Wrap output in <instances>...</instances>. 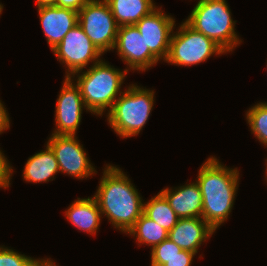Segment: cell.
I'll return each mask as SVG.
<instances>
[{
  "instance_id": "2e32d148",
  "label": "cell",
  "mask_w": 267,
  "mask_h": 266,
  "mask_svg": "<svg viewBox=\"0 0 267 266\" xmlns=\"http://www.w3.org/2000/svg\"><path fill=\"white\" fill-rule=\"evenodd\" d=\"M67 220L78 230L95 235L101 223V211L94 197L77 198L65 211Z\"/></svg>"
},
{
  "instance_id": "7c38bea8",
  "label": "cell",
  "mask_w": 267,
  "mask_h": 266,
  "mask_svg": "<svg viewBox=\"0 0 267 266\" xmlns=\"http://www.w3.org/2000/svg\"><path fill=\"white\" fill-rule=\"evenodd\" d=\"M175 19L157 7L150 14L141 18L135 26L144 38L146 48L160 61H165L169 52L170 38Z\"/></svg>"
},
{
  "instance_id": "ffe728a7",
  "label": "cell",
  "mask_w": 267,
  "mask_h": 266,
  "mask_svg": "<svg viewBox=\"0 0 267 266\" xmlns=\"http://www.w3.org/2000/svg\"><path fill=\"white\" fill-rule=\"evenodd\" d=\"M130 236L136 237L138 245L151 246V249L168 239L169 232L142 214L134 226L127 232Z\"/></svg>"
},
{
  "instance_id": "f546056e",
  "label": "cell",
  "mask_w": 267,
  "mask_h": 266,
  "mask_svg": "<svg viewBox=\"0 0 267 266\" xmlns=\"http://www.w3.org/2000/svg\"><path fill=\"white\" fill-rule=\"evenodd\" d=\"M265 161H266V170H265L266 177H265V180L267 181V159Z\"/></svg>"
},
{
  "instance_id": "5bb4252c",
  "label": "cell",
  "mask_w": 267,
  "mask_h": 266,
  "mask_svg": "<svg viewBox=\"0 0 267 266\" xmlns=\"http://www.w3.org/2000/svg\"><path fill=\"white\" fill-rule=\"evenodd\" d=\"M215 230L201 217L179 218L169 231L168 239L182 250L197 254L203 242L212 237Z\"/></svg>"
},
{
  "instance_id": "8fae6325",
  "label": "cell",
  "mask_w": 267,
  "mask_h": 266,
  "mask_svg": "<svg viewBox=\"0 0 267 266\" xmlns=\"http://www.w3.org/2000/svg\"><path fill=\"white\" fill-rule=\"evenodd\" d=\"M127 65L126 70L146 71L158 63V59L146 48L144 38L135 25L118 27L113 50Z\"/></svg>"
},
{
  "instance_id": "3957f363",
  "label": "cell",
  "mask_w": 267,
  "mask_h": 266,
  "mask_svg": "<svg viewBox=\"0 0 267 266\" xmlns=\"http://www.w3.org/2000/svg\"><path fill=\"white\" fill-rule=\"evenodd\" d=\"M86 70L74 73L71 78L75 79L76 75L74 81L80 88L88 112L102 117L122 94L121 85L128 71L117 69L104 60L90 65Z\"/></svg>"
},
{
  "instance_id": "484cf974",
  "label": "cell",
  "mask_w": 267,
  "mask_h": 266,
  "mask_svg": "<svg viewBox=\"0 0 267 266\" xmlns=\"http://www.w3.org/2000/svg\"><path fill=\"white\" fill-rule=\"evenodd\" d=\"M89 0H56V6L79 12Z\"/></svg>"
},
{
  "instance_id": "277c9868",
  "label": "cell",
  "mask_w": 267,
  "mask_h": 266,
  "mask_svg": "<svg viewBox=\"0 0 267 266\" xmlns=\"http://www.w3.org/2000/svg\"><path fill=\"white\" fill-rule=\"evenodd\" d=\"M154 90L131 84L114 102L112 109L105 113L111 129L120 138L137 136L144 128L155 101Z\"/></svg>"
},
{
  "instance_id": "4316f807",
  "label": "cell",
  "mask_w": 267,
  "mask_h": 266,
  "mask_svg": "<svg viewBox=\"0 0 267 266\" xmlns=\"http://www.w3.org/2000/svg\"><path fill=\"white\" fill-rule=\"evenodd\" d=\"M10 128L9 114L0 100V134Z\"/></svg>"
},
{
  "instance_id": "7402d4cb",
  "label": "cell",
  "mask_w": 267,
  "mask_h": 266,
  "mask_svg": "<svg viewBox=\"0 0 267 266\" xmlns=\"http://www.w3.org/2000/svg\"><path fill=\"white\" fill-rule=\"evenodd\" d=\"M44 260L31 258L4 245L0 246V266H40Z\"/></svg>"
},
{
  "instance_id": "ba28073f",
  "label": "cell",
  "mask_w": 267,
  "mask_h": 266,
  "mask_svg": "<svg viewBox=\"0 0 267 266\" xmlns=\"http://www.w3.org/2000/svg\"><path fill=\"white\" fill-rule=\"evenodd\" d=\"M51 51L67 68L65 77H71L74 73L82 71L90 62L98 63L102 60L100 57L103 56L79 24L70 29L62 41Z\"/></svg>"
},
{
  "instance_id": "9c48e42d",
  "label": "cell",
  "mask_w": 267,
  "mask_h": 266,
  "mask_svg": "<svg viewBox=\"0 0 267 266\" xmlns=\"http://www.w3.org/2000/svg\"><path fill=\"white\" fill-rule=\"evenodd\" d=\"M47 144L56 156L61 173L81 180L97 173L76 135L51 134Z\"/></svg>"
},
{
  "instance_id": "52a82bcc",
  "label": "cell",
  "mask_w": 267,
  "mask_h": 266,
  "mask_svg": "<svg viewBox=\"0 0 267 266\" xmlns=\"http://www.w3.org/2000/svg\"><path fill=\"white\" fill-rule=\"evenodd\" d=\"M78 22L103 55L113 50L119 26L106 0H89L78 12Z\"/></svg>"
},
{
  "instance_id": "4fadbf2b",
  "label": "cell",
  "mask_w": 267,
  "mask_h": 266,
  "mask_svg": "<svg viewBox=\"0 0 267 266\" xmlns=\"http://www.w3.org/2000/svg\"><path fill=\"white\" fill-rule=\"evenodd\" d=\"M39 20L50 49H54L78 22V12L57 6L38 7Z\"/></svg>"
},
{
  "instance_id": "6da1fadb",
  "label": "cell",
  "mask_w": 267,
  "mask_h": 266,
  "mask_svg": "<svg viewBox=\"0 0 267 266\" xmlns=\"http://www.w3.org/2000/svg\"><path fill=\"white\" fill-rule=\"evenodd\" d=\"M102 173L93 197L101 215L106 216L114 228L127 234L143 214L144 200L122 169L106 164Z\"/></svg>"
},
{
  "instance_id": "4dcf8cb0",
  "label": "cell",
  "mask_w": 267,
  "mask_h": 266,
  "mask_svg": "<svg viewBox=\"0 0 267 266\" xmlns=\"http://www.w3.org/2000/svg\"><path fill=\"white\" fill-rule=\"evenodd\" d=\"M3 7H4L3 4L0 3V15H1V13H2Z\"/></svg>"
},
{
  "instance_id": "603a6c76",
  "label": "cell",
  "mask_w": 267,
  "mask_h": 266,
  "mask_svg": "<svg viewBox=\"0 0 267 266\" xmlns=\"http://www.w3.org/2000/svg\"><path fill=\"white\" fill-rule=\"evenodd\" d=\"M181 250L179 246L169 239L162 241L151 249L150 266H162L163 258H173L178 255Z\"/></svg>"
},
{
  "instance_id": "cb8c5ba5",
  "label": "cell",
  "mask_w": 267,
  "mask_h": 266,
  "mask_svg": "<svg viewBox=\"0 0 267 266\" xmlns=\"http://www.w3.org/2000/svg\"><path fill=\"white\" fill-rule=\"evenodd\" d=\"M10 161L5 157L0 149V188L6 189L10 186V180L12 179L13 167L9 163Z\"/></svg>"
},
{
  "instance_id": "44dd1931",
  "label": "cell",
  "mask_w": 267,
  "mask_h": 266,
  "mask_svg": "<svg viewBox=\"0 0 267 266\" xmlns=\"http://www.w3.org/2000/svg\"><path fill=\"white\" fill-rule=\"evenodd\" d=\"M245 115L251 133L267 147V102L256 103Z\"/></svg>"
},
{
  "instance_id": "8992f818",
  "label": "cell",
  "mask_w": 267,
  "mask_h": 266,
  "mask_svg": "<svg viewBox=\"0 0 267 266\" xmlns=\"http://www.w3.org/2000/svg\"><path fill=\"white\" fill-rule=\"evenodd\" d=\"M226 54L212 39L196 31L186 21L172 32L169 52L164 62L175 66H191L205 62L212 55Z\"/></svg>"
},
{
  "instance_id": "f1b7e54d",
  "label": "cell",
  "mask_w": 267,
  "mask_h": 266,
  "mask_svg": "<svg viewBox=\"0 0 267 266\" xmlns=\"http://www.w3.org/2000/svg\"><path fill=\"white\" fill-rule=\"evenodd\" d=\"M41 266H57V264L55 262H53V260H51L50 258H46L42 263Z\"/></svg>"
},
{
  "instance_id": "e0dca14e",
  "label": "cell",
  "mask_w": 267,
  "mask_h": 266,
  "mask_svg": "<svg viewBox=\"0 0 267 266\" xmlns=\"http://www.w3.org/2000/svg\"><path fill=\"white\" fill-rule=\"evenodd\" d=\"M58 172L60 170L56 156L51 147L46 144L45 150H41L28 158L22 176L26 182L46 183L53 181Z\"/></svg>"
},
{
  "instance_id": "d6986e66",
  "label": "cell",
  "mask_w": 267,
  "mask_h": 266,
  "mask_svg": "<svg viewBox=\"0 0 267 266\" xmlns=\"http://www.w3.org/2000/svg\"><path fill=\"white\" fill-rule=\"evenodd\" d=\"M143 214L155 221L168 232L179 220V217L161 192H158V194L152 197L149 201L144 202Z\"/></svg>"
},
{
  "instance_id": "7a4b0ae2",
  "label": "cell",
  "mask_w": 267,
  "mask_h": 266,
  "mask_svg": "<svg viewBox=\"0 0 267 266\" xmlns=\"http://www.w3.org/2000/svg\"><path fill=\"white\" fill-rule=\"evenodd\" d=\"M239 170L222 165L215 156L207 158L196 182L203 198L202 218L216 231L229 218L238 190Z\"/></svg>"
},
{
  "instance_id": "9a60e30c",
  "label": "cell",
  "mask_w": 267,
  "mask_h": 266,
  "mask_svg": "<svg viewBox=\"0 0 267 266\" xmlns=\"http://www.w3.org/2000/svg\"><path fill=\"white\" fill-rule=\"evenodd\" d=\"M179 218H202L203 198L196 180L178 188L160 191Z\"/></svg>"
},
{
  "instance_id": "d4e9b609",
  "label": "cell",
  "mask_w": 267,
  "mask_h": 266,
  "mask_svg": "<svg viewBox=\"0 0 267 266\" xmlns=\"http://www.w3.org/2000/svg\"><path fill=\"white\" fill-rule=\"evenodd\" d=\"M195 253L181 250L178 255L173 258H163L162 266H191Z\"/></svg>"
},
{
  "instance_id": "5b68a950",
  "label": "cell",
  "mask_w": 267,
  "mask_h": 266,
  "mask_svg": "<svg viewBox=\"0 0 267 266\" xmlns=\"http://www.w3.org/2000/svg\"><path fill=\"white\" fill-rule=\"evenodd\" d=\"M230 10L226 0H198L185 21L230 53L242 42Z\"/></svg>"
},
{
  "instance_id": "83f0119b",
  "label": "cell",
  "mask_w": 267,
  "mask_h": 266,
  "mask_svg": "<svg viewBox=\"0 0 267 266\" xmlns=\"http://www.w3.org/2000/svg\"><path fill=\"white\" fill-rule=\"evenodd\" d=\"M36 5L37 8L42 6H56V0H36Z\"/></svg>"
},
{
  "instance_id": "ac0fdd59",
  "label": "cell",
  "mask_w": 267,
  "mask_h": 266,
  "mask_svg": "<svg viewBox=\"0 0 267 266\" xmlns=\"http://www.w3.org/2000/svg\"><path fill=\"white\" fill-rule=\"evenodd\" d=\"M118 26L135 25L157 8L153 0H106Z\"/></svg>"
},
{
  "instance_id": "30bf717a",
  "label": "cell",
  "mask_w": 267,
  "mask_h": 266,
  "mask_svg": "<svg viewBox=\"0 0 267 266\" xmlns=\"http://www.w3.org/2000/svg\"><path fill=\"white\" fill-rule=\"evenodd\" d=\"M55 107L54 135H76L82 119L84 104L79 86L71 77H65Z\"/></svg>"
}]
</instances>
